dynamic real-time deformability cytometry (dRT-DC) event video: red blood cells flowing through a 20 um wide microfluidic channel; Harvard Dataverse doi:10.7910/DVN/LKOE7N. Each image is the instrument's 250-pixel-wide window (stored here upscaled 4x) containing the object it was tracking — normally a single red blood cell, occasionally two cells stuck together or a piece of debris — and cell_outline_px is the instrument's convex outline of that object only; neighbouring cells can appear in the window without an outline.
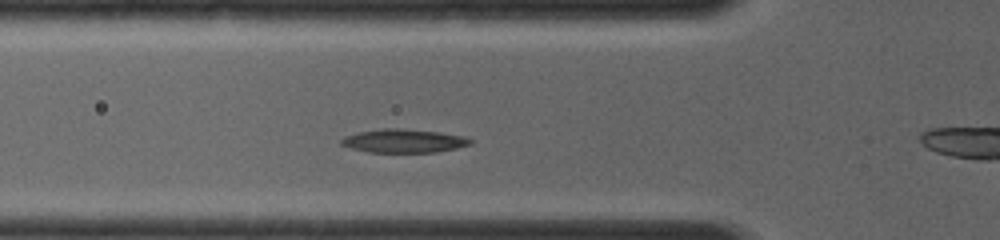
{"species": "common noctule bat (a hibernating species)", "species_latin": "Nyctalus noctula", "temperature_condition": "room temperature", "stored_images_in_passage": 25, "camera_frame_rate_fps": 4000, "um_per_image_px": 0.085, "animal": {"sex": "female", "body_mass_g": 19.0, "forearm_length_mm": 56.7}, "frame": {"image": 1, "passage_image": 6, "time_ms": 2.0, "image_size_px": [1000, 240], "cell_outline_px": [[472, 144], [456, 148], [436, 152], [368, 152], [352, 148], [340, 144], [340, 140], [344, 136], [356, 132], [380, 128], [400, 128], [440, 132], [464, 136], [472, 140]], "centroid_in_image_um": [34.29, 11.96], "position_along_channel_um": 91.5, "area_um2": 17.8}}
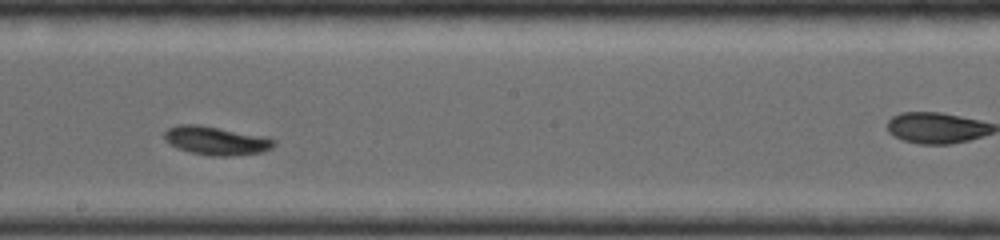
{"frame": {"image": 2, "passage_image": 13, "time_ms": 5.0, "image_size_px": [1000, 240], "cell_outline_px": [[276, 144], [272, 148], [264, 152], [232, 156], [208, 156], [176, 148], [164, 140], [164, 132], [168, 128], [176, 124], [200, 124], [264, 136], [276, 140]], "centroid_in_image_um": [18.36, 11.95], "position_along_channel_um": 229.8, "area_um2": 18.55}}
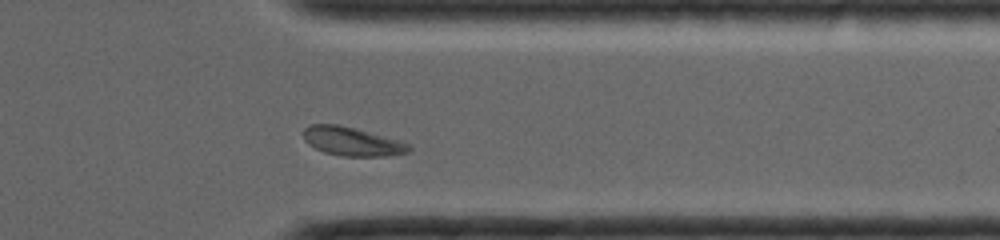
{"frame": {"image": 3, "passage_image": 21, "time_ms": 8.25, "image_size_px": [1000, 240], "cell_outline_px": [[412, 148], [408, 152], [388, 156], [344, 156], [324, 152], [308, 144], [304, 140], [304, 128], [308, 124], [340, 124], [400, 140], [408, 144]], "centroid_in_image_um": [29.92, 12.01], "position_along_channel_um": 381.5, "area_um2": 17.69}}